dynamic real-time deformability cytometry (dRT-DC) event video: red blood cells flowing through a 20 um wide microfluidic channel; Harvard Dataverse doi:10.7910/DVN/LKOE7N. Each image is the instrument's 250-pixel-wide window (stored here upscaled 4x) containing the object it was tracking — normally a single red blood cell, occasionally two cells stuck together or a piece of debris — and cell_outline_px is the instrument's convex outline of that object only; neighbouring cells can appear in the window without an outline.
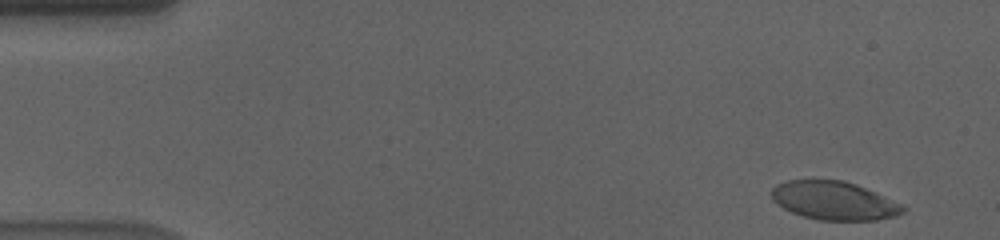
{"species": "human", "species_latin": "Homo sapiens", "temperature_condition": "cold", "stored_images_in_passage": 55, "camera_frame_rate_fps": 3000, "um_per_image_px": 0.085, "donor": {"sex": "male"}, "frame": {"image": 1, "passage_image": 2, "time_ms": 0.333, "image_size_px": [1000, 240], "cell_outline_px": [[908, 208], [904, 212], [896, 216], [876, 220], [820, 220], [804, 216], [792, 212], [784, 208], [772, 200], [772, 188], [776, 184], [788, 180], [844, 180], [856, 184], [904, 204]], "centroid_in_image_um": [70.94, 17.05], "position_along_channel_um": 14.1, "area_um2": 29.54}}
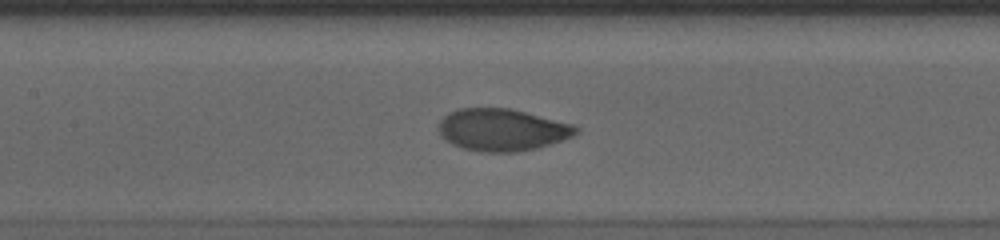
{"frame": {"image": 2, "passage_image": 25, "time_ms": 8.0, "image_size_px": [1000, 240], "cell_outline_px": [[580, 132], [564, 140], [540, 148], [516, 152], [480, 152], [460, 148], [444, 140], [440, 136], [440, 120], [448, 112], [460, 108], [508, 108], [572, 124], [580, 128]], "centroid_in_image_um": [42.68, 11.05], "position_along_channel_um": 164.7, "area_um2": 33.93}}
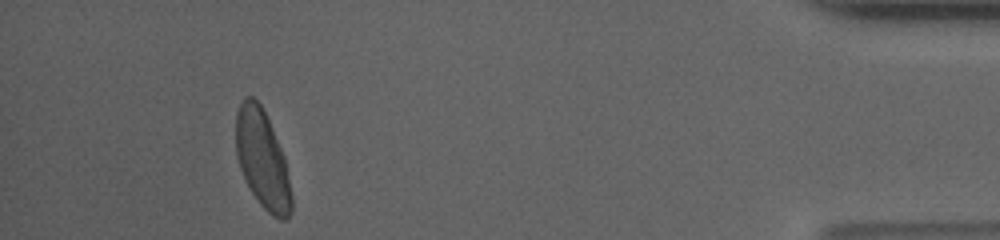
{"frame": {"image": 3, "passage_image": 51, "time_ms": 16.667, "image_size_px": [1000, 240], "cell_outline_px": [[292, 212], [284, 220], [280, 220], [272, 216], [260, 204], [252, 192], [240, 168], [236, 156], [236, 112], [244, 96], [252, 96], [260, 104], [272, 128], [284, 156], [292, 196]], "centroid_in_image_um": [22.3, 13.55], "position_along_channel_um": 412.9, "area_um2": 31.5}, "authors_computed_cell_mechanics": {"area_um2": 32.2524, "velocity_mm_per_s": 3.5747, "shape_relaxation_time_tau1_ms": 3.1998, "shape_relaxation_time_tau2_ms": null, "deformation_change_tau1": 0.1685, "deformation_change_tau2": null}}